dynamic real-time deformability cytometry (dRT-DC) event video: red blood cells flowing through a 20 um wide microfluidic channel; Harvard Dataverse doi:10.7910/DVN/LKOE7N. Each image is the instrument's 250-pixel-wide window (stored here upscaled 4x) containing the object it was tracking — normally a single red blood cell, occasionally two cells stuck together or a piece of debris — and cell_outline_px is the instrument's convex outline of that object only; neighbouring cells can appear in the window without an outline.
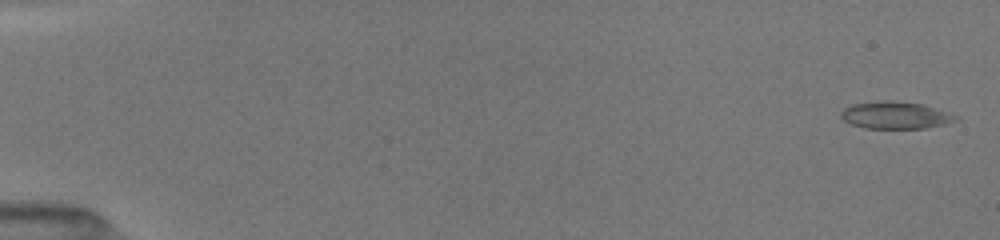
{"species": "common noctule bat (a hibernating species)", "species_latin": "Nyctalus noctula", "temperature_condition": "room temperature", "stored_images_in_passage": 48, "camera_frame_rate_fps": 3000, "um_per_image_px": 0.085, "animal": {"sex": "female", "body_mass_g": 19.5, "forearm_length_mm": 54.1}, "frame": {"image": 1, "passage_image": 2, "time_ms": 0.333, "image_size_px": [1000, 240], "cell_outline_px": [[960, 120], [944, 124], [924, 128], [864, 128], [852, 124], [844, 120], [840, 116], [840, 112], [844, 108], [852, 104], [880, 100], [892, 100], [924, 104], [960, 116]], "centroid_in_image_um": [76.13, 9.78], "position_along_channel_um": 8.9, "area_um2": 18.38}}
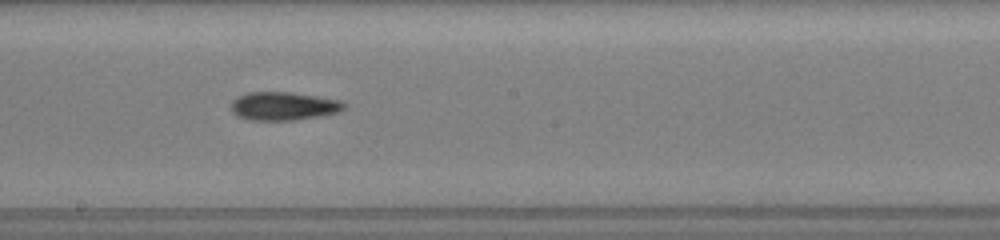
{"frame": {"image": 2, "passage_image": 28, "time_ms": 9.667, "image_size_px": [1000, 240], "cell_outline_px": [[344, 108], [340, 112], [320, 116], [292, 120], [252, 120], [236, 116], [232, 112], [232, 100], [236, 96], [248, 92], [288, 92], [316, 96], [340, 100], [344, 104]], "centroid_in_image_um": [24.07, 9.02], "position_along_channel_um": 224.1, "area_um2": 18.61}}
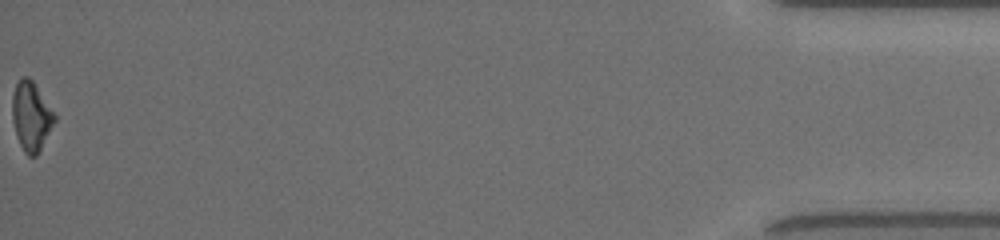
{"frame": {"image": 3, "passage_image": 48, "time_ms": 17.0, "image_size_px": [1000, 240], "cell_outline_px": [[56, 120], [36, 156], [28, 156], [24, 152], [16, 136], [12, 120], [12, 96], [16, 84], [20, 76], [28, 76], [32, 80], [56, 116]], "centroid_in_image_um": [2.62, 9.87], "position_along_channel_um": 432.6, "area_um2": 16.88}, "authors_computed_cell_mechanics": {"area_um2": 17.8024, "velocity_mm_per_s": 4.075, "shape_relaxation_time_tau1_ms": 3.6237, "shape_relaxation_time_tau2_ms": 3.1541, "deformation_change_tau1": 0.1302, "deformation_change_tau2": 0.1089}}